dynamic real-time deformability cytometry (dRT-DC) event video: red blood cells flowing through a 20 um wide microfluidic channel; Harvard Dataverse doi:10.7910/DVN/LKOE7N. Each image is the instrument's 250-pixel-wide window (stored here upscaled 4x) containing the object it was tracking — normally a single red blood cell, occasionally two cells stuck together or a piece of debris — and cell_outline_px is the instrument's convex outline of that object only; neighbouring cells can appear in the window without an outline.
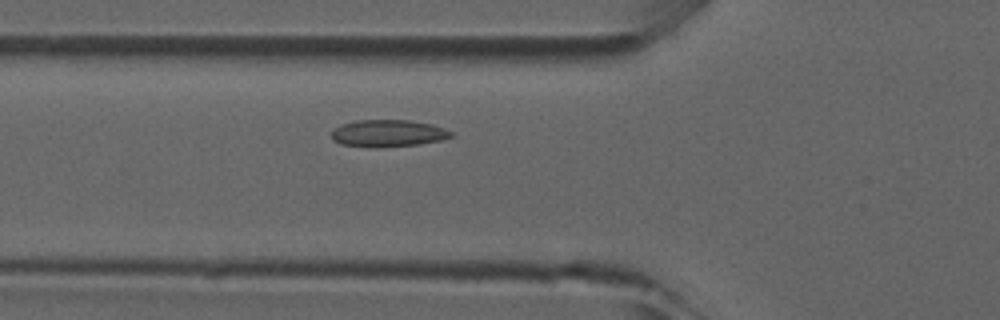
{"species": "common noctule bat (a hibernating species)", "species_latin": "Nyctalus noctula", "temperature_condition": "room temperature", "stored_images_in_passage": 35, "camera_frame_rate_fps": 3000, "um_per_image_px": 0.085, "animal": {"sex": "male", "forearm_length_mm": 52.5}, "frame": {"image": 1, "passage_image": 7, "time_ms": 2.0, "image_size_px": [1000, 320], "cell_outline_px": [[456, 136], [440, 140], [420, 144], [380, 148], [372, 148], [340, 144], [332, 140], [332, 132], [340, 124], [356, 120], [408, 120], [432, 124], [444, 128], [452, 132]], "centroid_in_image_um": [32.99, 11.34], "position_along_channel_um": 92.8, "area_um2": 19.13}}
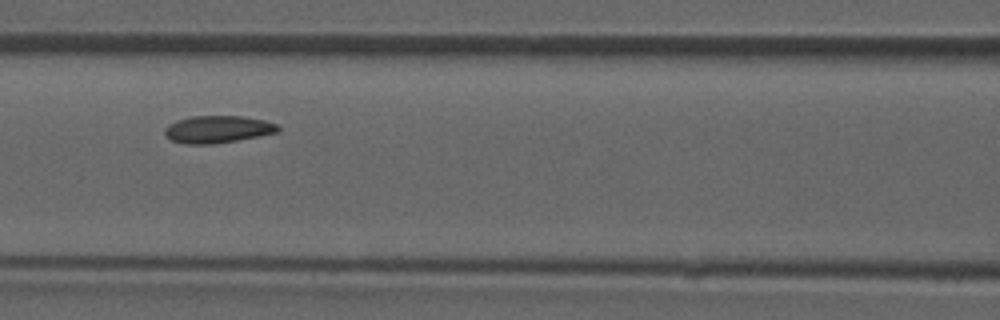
{"frame": {"image": 2, "passage_image": 11, "time_ms": 3.333, "image_size_px": [1000, 320], "cell_outline_px": [[280, 132], [260, 136], [212, 144], [184, 144], [172, 140], [164, 132], [164, 128], [168, 124], [176, 120], [192, 116], [240, 116], [264, 120], [280, 124]], "centroid_in_image_um": [18.53, 10.98], "position_along_channel_um": 148.1, "area_um2": 18.09}}